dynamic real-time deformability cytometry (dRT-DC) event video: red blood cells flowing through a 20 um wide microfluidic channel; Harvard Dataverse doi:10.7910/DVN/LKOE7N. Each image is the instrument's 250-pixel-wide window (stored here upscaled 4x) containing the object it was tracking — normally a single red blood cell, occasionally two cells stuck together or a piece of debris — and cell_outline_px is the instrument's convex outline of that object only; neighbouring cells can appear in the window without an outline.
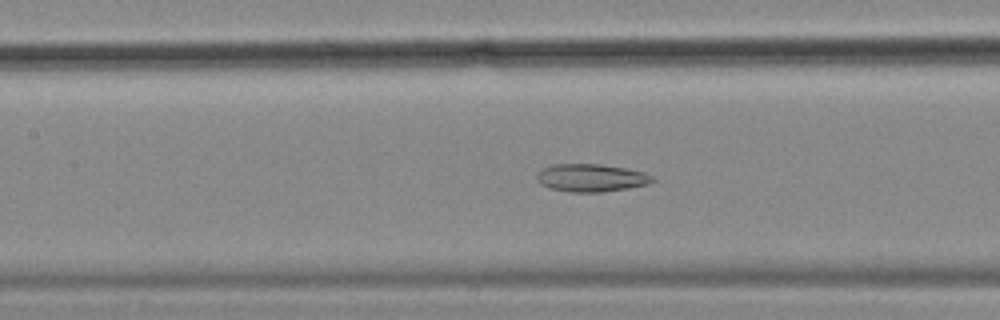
{"species": "common noctule bat (a hibernating species)", "species_latin": "Nyctalus noctula", "temperature_condition": "cold", "stored_images_in_passage": 46, "camera_frame_rate_fps": 3000, "um_per_image_px": 0.085, "animal": {"sex": "female", "body_mass_g": 18.4}, "frame": {"image": 1, "passage_image": 15, "time_ms": 4.667, "image_size_px": [1000, 320], "cell_outline_px": [[656, 180], [648, 184], [628, 188], [604, 192], [572, 192], [548, 188], [540, 184], [536, 180], [536, 176], [544, 168], [552, 164], [600, 164], [624, 168], [644, 172], [652, 176]], "centroid_in_image_um": [50.24, 15.12], "position_along_channel_um": 157.2, "area_um2": 18.73}}
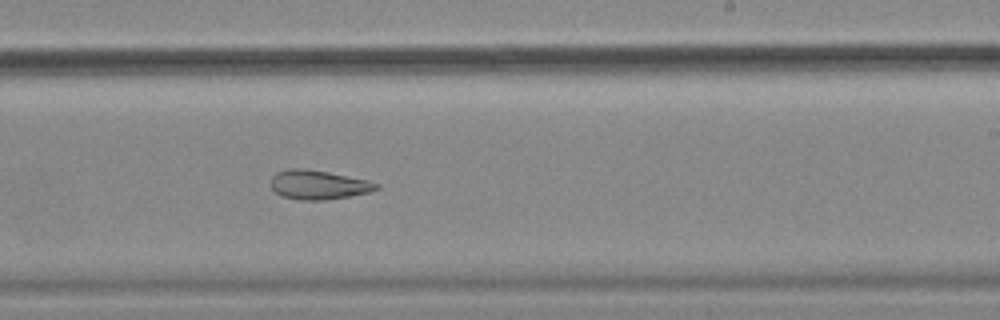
{"frame": {"image": 2, "passage_image": 24, "time_ms": 7.667, "image_size_px": [1000, 320], "cell_outline_px": [[380, 188], [368, 192], [348, 196], [324, 200], [300, 200], [280, 196], [268, 184], [272, 176], [276, 172], [292, 168], [300, 168], [328, 172], [368, 180], [380, 184]], "centroid_in_image_um": [27.02, 15.71], "position_along_channel_um": 262.0, "area_um2": 17.98}}
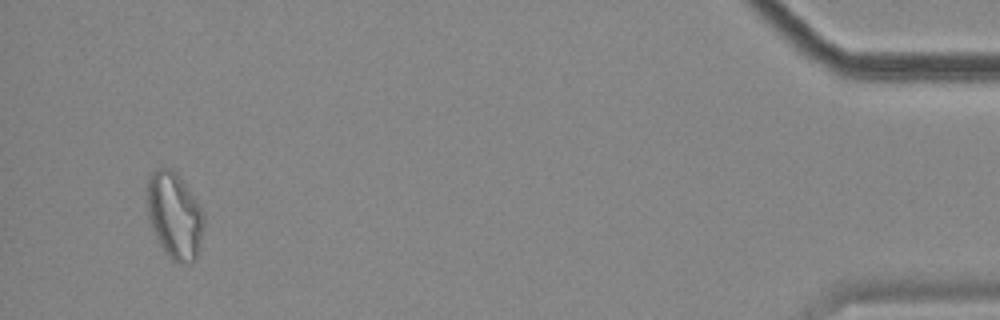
{"frame": {"image": 3, "passage_image": 44, "time_ms": 14.333, "image_size_px": [1000, 320], "cell_outline_px": [[204, 224], [200, 244], [196, 260], [192, 264], [180, 264], [172, 260], [164, 252], [156, 240], [148, 220], [144, 192], [148, 176], [152, 172], [160, 168], [172, 168], [184, 184], [200, 208], [204, 216]], "centroid_in_image_um": [14.77, 18.36], "position_along_channel_um": 420.4, "area_um2": 29.13}, "authors_computed_cell_mechanics": {"area_um2": 20.5479, "velocity_mm_per_s": 3.5044, "shape_relaxation_time_tau1_ms": null, "shape_relaxation_time_tau2_ms": 7.6598, "deformation_change_tau1": null, "deformation_change_tau2": 0.1806}}